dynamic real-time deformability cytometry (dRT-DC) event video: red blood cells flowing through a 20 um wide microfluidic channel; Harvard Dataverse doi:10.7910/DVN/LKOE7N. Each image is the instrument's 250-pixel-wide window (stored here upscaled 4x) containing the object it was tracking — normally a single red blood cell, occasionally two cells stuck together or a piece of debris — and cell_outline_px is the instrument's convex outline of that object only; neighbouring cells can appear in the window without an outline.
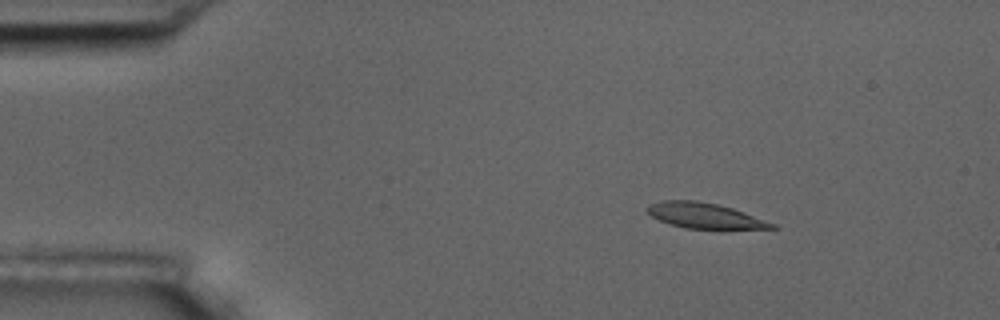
{"species": "common noctule bat (a hibernating species)", "species_latin": "Nyctalus noctula", "temperature_condition": "room temperature", "stored_images_in_passage": 6, "segment_of_instrument_passage": [1, 2], "camera_frame_rate_fps": 3000, "um_per_image_px": 0.085, "animal": {"sex": "male", "body_mass_g": 17.5, "forearm_length_mm": 52.3}, "frame": {"image": 1, "passage_image": 3, "time_ms": 2.333, "image_size_px": [1000, 320], "cell_outline_px": [[780, 228], [684, 228], [660, 220], [652, 216], [644, 208], [648, 204], [660, 200], [696, 200], [716, 204], [732, 208], [744, 212], [776, 224]], "centroid_in_image_um": [59.85, 18.31], "position_along_channel_um": 25.1, "area_um2": 18.21}}